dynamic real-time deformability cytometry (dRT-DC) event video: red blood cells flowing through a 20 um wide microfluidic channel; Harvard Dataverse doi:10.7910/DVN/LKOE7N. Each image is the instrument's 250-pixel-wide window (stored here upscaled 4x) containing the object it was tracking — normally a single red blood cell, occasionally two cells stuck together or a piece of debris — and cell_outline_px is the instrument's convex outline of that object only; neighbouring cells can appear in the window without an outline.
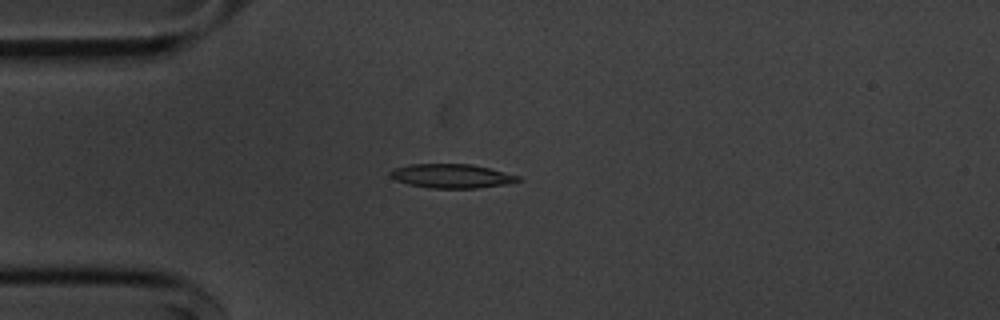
{"species": "common noctule bat (a hibernating species)", "species_latin": "Nyctalus noctula", "temperature_condition": "cold", "stored_images_in_passage": 42, "camera_frame_rate_fps": 3000, "um_per_image_px": 0.085, "animal": {"sex": "male", "body_mass_g": 20.1, "forearm_length_mm": 53.5}, "frame": {"image": 1, "passage_image": 1, "time_ms": 0.0, "image_size_px": [1000, 320], "cell_outline_px": [[520, 180], [508, 184], [476, 188], [428, 188], [408, 184], [396, 180], [388, 172], [392, 168], [412, 164], [472, 164], [520, 176]], "centroid_in_image_um": [38.37, 14.96], "position_along_channel_um": 46.6, "area_um2": 17.86}}
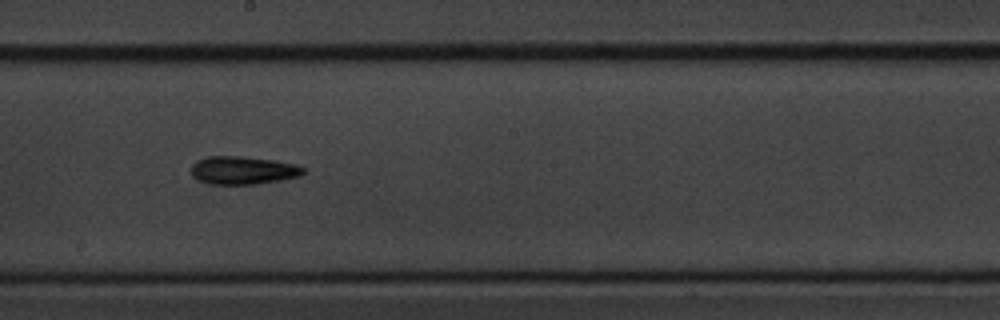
{"frame": {"image": 2, "passage_image": 17, "time_ms": 5.333, "image_size_px": [1000, 320], "cell_outline_px": [[304, 172], [300, 176], [280, 180], [256, 184], [208, 184], [192, 176], [192, 164], [208, 156], [240, 156], [276, 160], [296, 164], [304, 168]], "centroid_in_image_um": [20.68, 14.47], "position_along_channel_um": 227.5, "area_um2": 18.26}}
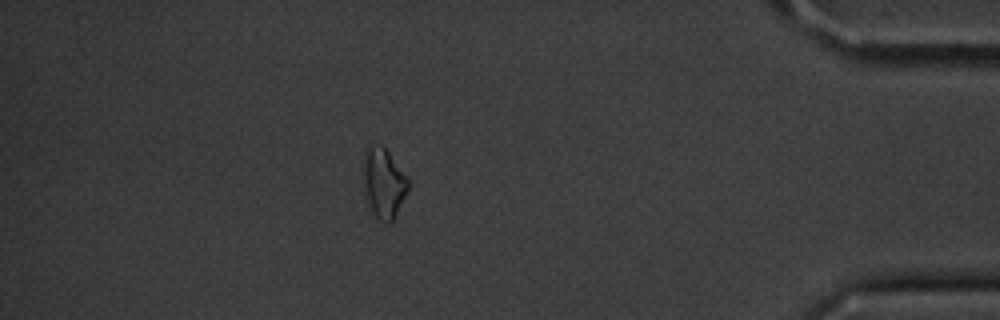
{"frame": {"image": 3, "passage_image": 35, "time_ms": 11.333, "image_size_px": [1000, 320], "cell_outline_px": [[408, 188], [392, 220], [388, 224], [380, 220], [368, 208], [364, 200], [364, 148], [368, 144], [380, 144], [388, 152], [408, 176]], "centroid_in_image_um": [32.56, 15.53], "position_along_channel_um": 402.6, "area_um2": 18.32}, "authors_computed_cell_mechanics": {"area_um2": 17.7735, "velocity_mm_per_s": 3.6411, "shape_relaxation_time_tau1_ms": 2.5772, "shape_relaxation_time_tau2_ms": 8.4794, "deformation_change_tau1": 0.0794, "deformation_change_tau2": 0.2034}}